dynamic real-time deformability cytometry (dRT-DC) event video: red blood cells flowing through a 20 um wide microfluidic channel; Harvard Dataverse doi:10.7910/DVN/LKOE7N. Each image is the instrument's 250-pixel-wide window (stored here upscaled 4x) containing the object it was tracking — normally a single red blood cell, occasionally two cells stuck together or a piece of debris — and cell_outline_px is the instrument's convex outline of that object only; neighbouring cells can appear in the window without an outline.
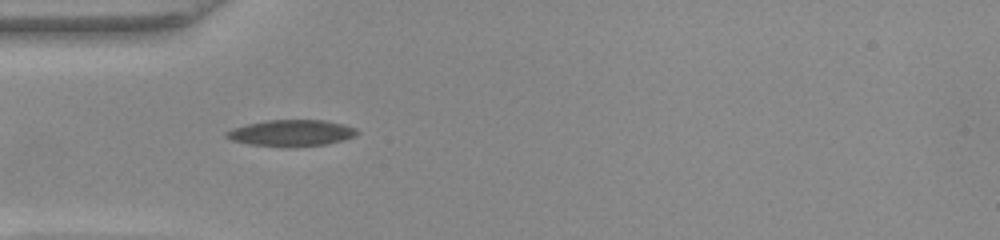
{"species": "common noctule bat (a hibernating species)", "species_latin": "Nyctalus noctula", "temperature_condition": "warm", "stored_images_in_passage": 36, "camera_frame_rate_fps": 3000, "um_per_image_px": 0.085, "animal": {"sex": "female", "body_mass_g": 22.0, "forearm_length_mm": 56.7}, "frame": {"image": 1, "passage_image": 1, "time_ms": 0.0, "image_size_px": [1000, 240], "cell_outline_px": [[360, 132], [356, 136], [344, 140], [324, 144], [252, 144], [232, 140], [224, 136], [224, 132], [232, 128], [264, 120], [324, 120], [344, 124], [356, 128]], "centroid_in_image_um": [24.8, 11.25], "position_along_channel_um": 60.2, "area_um2": 19.25}}
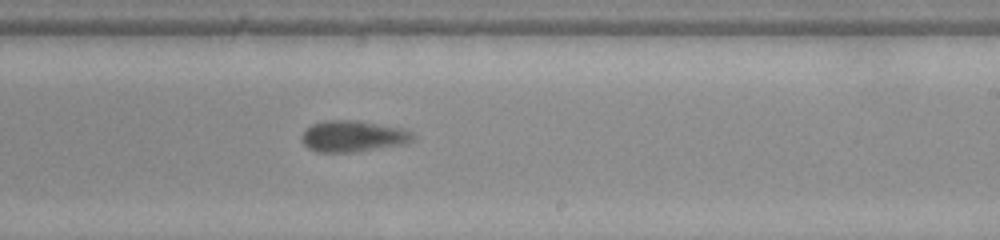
{"frame": {"image": 2, "passage_image": 16, "time_ms": 5.0, "image_size_px": [1000, 240], "cell_outline_px": [[412, 140], [404, 144], [360, 152], [316, 152], [308, 148], [300, 140], [304, 132], [312, 124], [324, 120], [360, 120], [404, 128], [412, 132]], "centroid_in_image_um": [30.01, 11.58], "position_along_channel_um": 259.0, "area_um2": 20.52}}
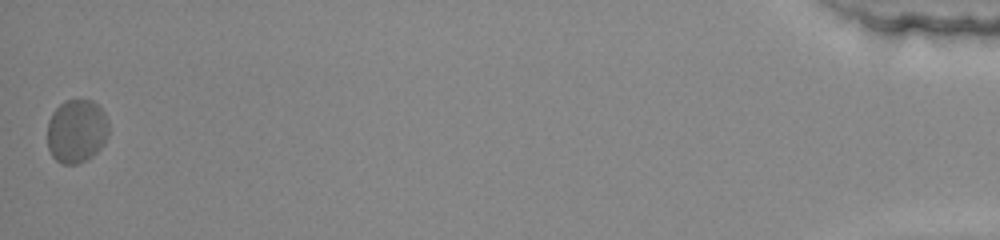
{"frame": {"image": 3, "passage_image": 36, "time_ms": 11.667, "image_size_px": [1000, 240], "cell_outline_px": [[108, 136], [104, 144], [96, 152], [84, 160], [76, 164], [60, 164], [52, 156], [48, 148], [48, 120], [52, 112], [64, 100], [92, 100], [104, 112], [108, 120]], "centroid_in_image_um": [6.5, 11.13], "position_along_channel_um": 428.7, "area_um2": 22.77}, "authors_computed_cell_mechanics": {"area_um2": 20.6346, "velocity_mm_per_s": 4.0272, "shape_relaxation_time_tau1_ms": 3.7215, "shape_relaxation_time_tau2_ms": 1.4337, "deformation_change_tau1": 0.1385, "deformation_change_tau2": 0.0715}}